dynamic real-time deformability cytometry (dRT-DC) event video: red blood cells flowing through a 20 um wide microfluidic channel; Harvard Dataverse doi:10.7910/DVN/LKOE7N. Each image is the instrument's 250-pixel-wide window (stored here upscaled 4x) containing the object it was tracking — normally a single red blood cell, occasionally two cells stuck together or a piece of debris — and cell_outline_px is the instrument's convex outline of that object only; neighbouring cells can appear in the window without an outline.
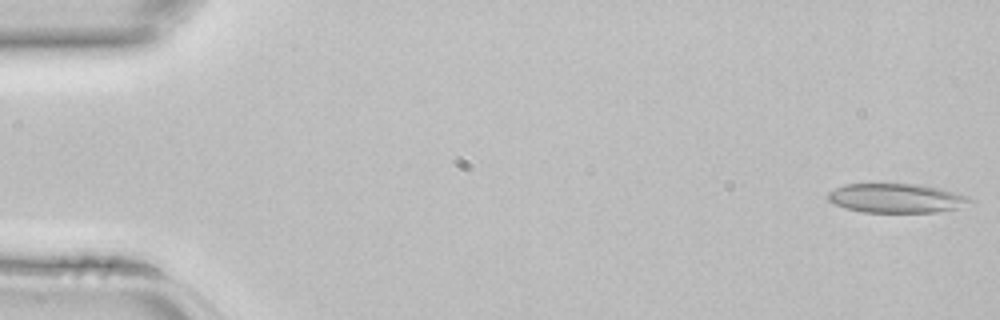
{"species": "common noctule bat (a hibernating species)", "species_latin": "Nyctalus noctula", "temperature_condition": "room temperature", "stored_images_in_passage": 3, "camera_frame_rate_fps": 3000, "um_per_image_px": 0.085, "animal": {"sex": "female", "body_mass_g": 22.7, "forearm_length_mm": 54.2}, "frame": {"image": 1, "passage_image": 1, "time_ms": 0.0, "image_size_px": [1000, 320], "cell_outline_px": [[972, 200], [956, 208], [936, 212], [864, 212], [848, 208], [836, 204], [828, 200], [828, 192], [844, 184], [920, 184], [940, 188], [968, 196]], "centroid_in_image_um": [76.17, 16.83], "position_along_channel_um": 8.8, "area_um2": 23.81}}